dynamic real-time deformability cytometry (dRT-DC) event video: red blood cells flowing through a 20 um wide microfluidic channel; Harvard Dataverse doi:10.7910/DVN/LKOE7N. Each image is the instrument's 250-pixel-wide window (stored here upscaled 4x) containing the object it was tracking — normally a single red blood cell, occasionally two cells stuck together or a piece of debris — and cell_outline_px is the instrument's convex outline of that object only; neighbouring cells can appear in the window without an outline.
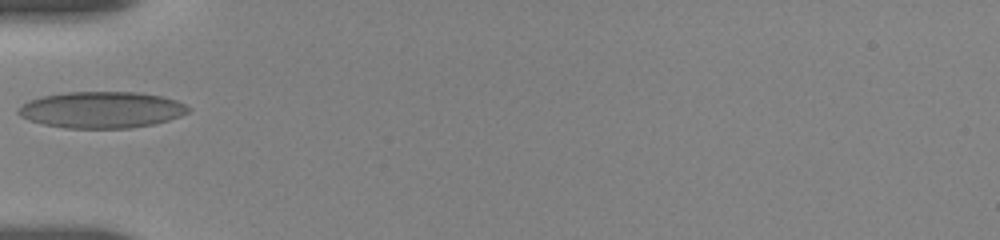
{"species": "human", "species_latin": "Homo sapiens", "temperature_condition": "room temperature", "stored_images_in_passage": 11, "camera_frame_rate_fps": 3000, "um_per_image_px": 0.085, "donor": {"sex": "female"}, "frame": {"image": 1, "passage_image": 1, "time_ms": 0.0, "image_size_px": [1000, 240], "cell_outline_px": [[192, 108], [188, 112], [180, 116], [168, 120], [152, 124], [128, 128], [64, 128], [44, 124], [28, 120], [20, 116], [16, 112], [28, 100], [44, 96], [68, 92], [136, 92], [160, 96], [176, 100]], "centroid_in_image_um": [8.63, 9.33], "position_along_channel_um": 76.4, "area_um2": 35.89}}
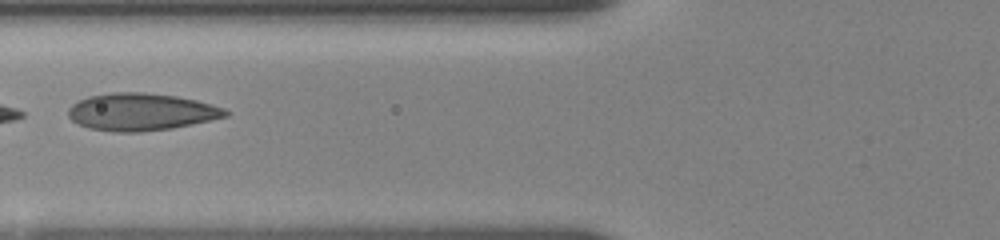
{"frame": {"image": 2, "passage_image": 2, "time_ms": 1.0, "image_size_px": [1000, 240], "cell_outline_px": [[232, 112], [228, 116], [192, 124], [172, 128], [140, 132], [112, 132], [88, 128], [76, 124], [68, 116], [68, 108], [72, 104], [88, 96], [112, 92], [144, 92], [176, 96], [196, 100], [224, 108]], "centroid_in_image_um": [11.98, 9.51], "position_along_channel_um": 113.8, "area_um2": 34.39}}